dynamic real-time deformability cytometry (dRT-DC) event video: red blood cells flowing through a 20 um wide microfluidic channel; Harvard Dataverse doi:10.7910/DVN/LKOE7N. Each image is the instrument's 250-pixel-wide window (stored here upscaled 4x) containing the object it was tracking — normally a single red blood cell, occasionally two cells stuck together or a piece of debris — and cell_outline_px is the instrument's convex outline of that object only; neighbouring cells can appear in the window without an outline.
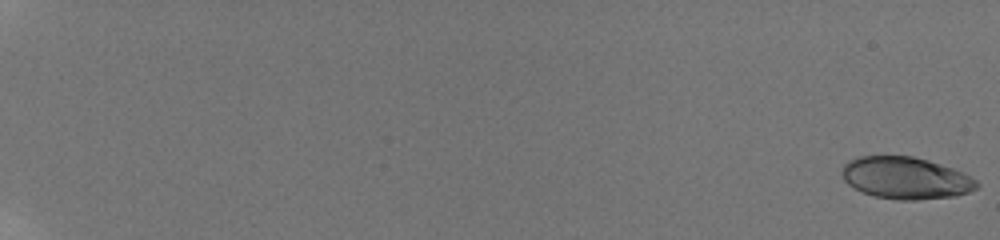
{"species": "human", "species_latin": "Homo sapiens", "temperature_condition": "room temperature", "stored_images_in_passage": 58, "camera_frame_rate_fps": 3000, "um_per_image_px": 0.085, "donor": {"sex": "male"}, "frame": {"image": 1, "passage_image": 1, "time_ms": 0.0, "image_size_px": [1000, 240], "cell_outline_px": [[980, 184], [976, 188], [968, 192], [956, 196], [916, 200], [896, 200], [876, 196], [864, 192], [848, 184], [844, 180], [844, 164], [848, 160], [860, 156], [912, 156], [928, 160], [952, 168], [976, 180]], "centroid_in_image_um": [77.0, 15.13], "position_along_channel_um": 8.0, "area_um2": 32.6}}
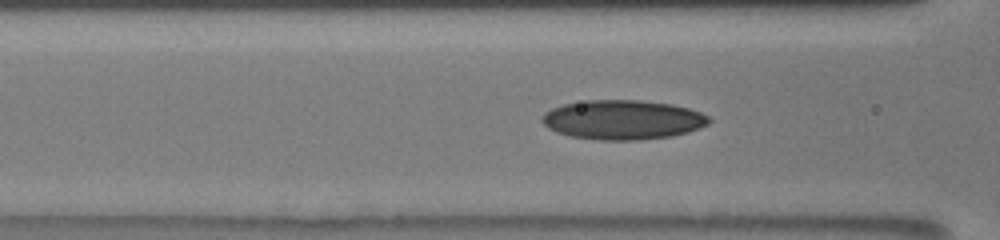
{"frame": {"image": 2, "passage_image": 29, "time_ms": 9.333, "image_size_px": [1000, 240], "cell_outline_px": [[712, 120], [708, 124], [700, 128], [688, 132], [672, 136], [640, 140], [600, 140], [572, 136], [556, 132], [548, 128], [540, 120], [544, 112], [552, 108], [564, 104], [588, 100], [640, 100], [672, 104], [688, 108], [700, 112], [708, 116]], "centroid_in_image_um": [52.94, 10.18], "position_along_channel_um": 113.7, "area_um2": 38.49}}
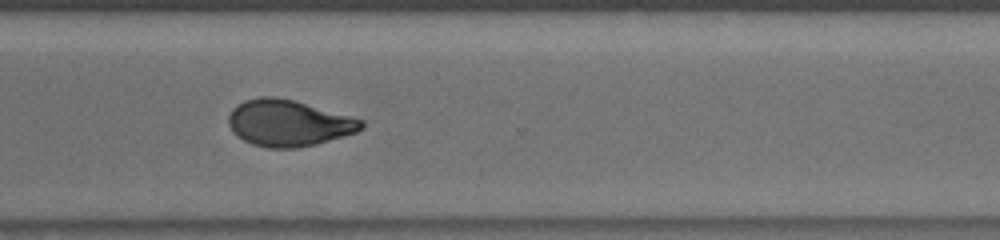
{"frame": {"image": 3, "passage_image": 47, "time_ms": 15.333, "image_size_px": [1000, 240], "cell_outline_px": [[364, 128], [356, 132], [344, 136], [316, 144], [296, 148], [268, 148], [252, 144], [236, 136], [232, 132], [228, 124], [228, 116], [232, 108], [236, 104], [244, 100], [260, 96], [276, 96], [292, 100], [364, 120]], "centroid_in_image_um": [24.48, 10.46], "position_along_channel_um": 346.1, "area_um2": 35.95}, "authors_computed_cell_mechanics": {"area_um2": 34.8823, "velocity_mm_per_s": 3.8771, "shape_relaxation_time_tau1_ms": null, "shape_relaxation_time_tau2_ms": 1.758, "deformation_change_tau1": null, "deformation_change_tau2": 0.073}}